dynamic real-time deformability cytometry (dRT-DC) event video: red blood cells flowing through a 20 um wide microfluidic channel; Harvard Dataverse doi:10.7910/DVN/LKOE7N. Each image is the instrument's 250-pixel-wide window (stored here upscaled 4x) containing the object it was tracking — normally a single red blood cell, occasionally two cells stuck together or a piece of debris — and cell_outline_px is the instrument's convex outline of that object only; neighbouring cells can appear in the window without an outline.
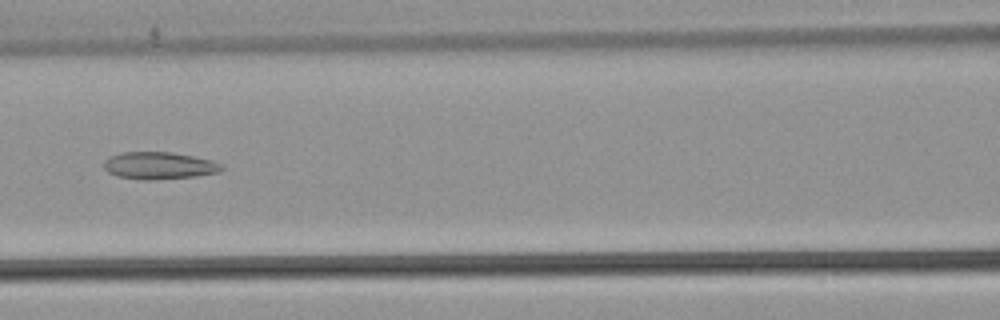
{"species": "common noctule bat (a hibernating species)", "species_latin": "Nyctalus noctula", "temperature_condition": "warm", "stored_images_in_passage": 36, "camera_frame_rate_fps": 3000, "um_per_image_px": 0.085, "animal": {"sex": "male", "body_mass_g": 21.5, "forearm_length_mm": 52.0}, "frame": {"image": 1, "passage_image": 24, "time_ms": 7.667, "image_size_px": [1000, 320], "cell_outline_px": [[224, 168], [220, 172], [196, 176], [148, 180], [144, 180], [116, 176], [108, 172], [104, 168], [104, 160], [108, 156], [124, 152], [172, 152], [212, 160], [224, 164]], "centroid_in_image_um": [13.53, 14.07], "position_along_channel_um": 153.1, "area_um2": 18.79}}
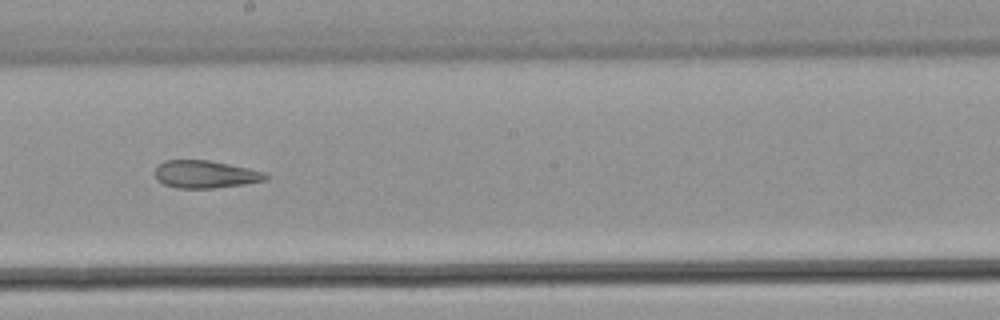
{"frame": {"image": 2, "passage_image": 30, "time_ms": 9.667, "image_size_px": [1000, 320], "cell_outline_px": [[268, 176], [264, 180], [244, 184], [216, 188], [176, 188], [164, 184], [156, 180], [156, 168], [164, 160], [208, 160], [248, 168], [264, 172]], "centroid_in_image_um": [17.42, 14.82], "position_along_channel_um": 230.8, "area_um2": 17.63}}
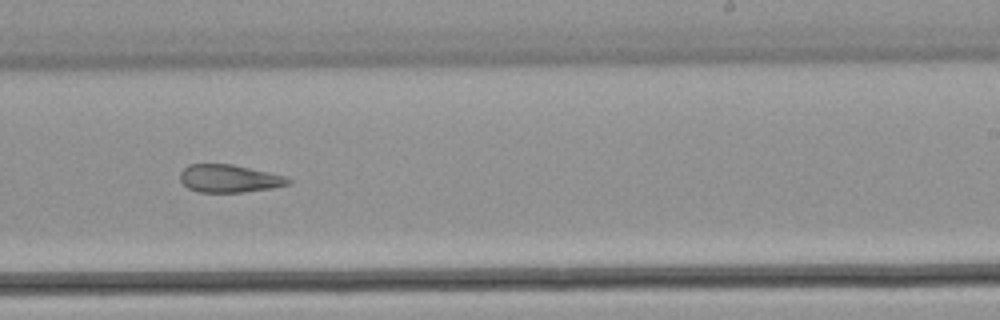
{"frame": {"image": 3, "passage_image": 33, "time_ms": 10.667, "image_size_px": [1000, 320], "cell_outline_px": [[292, 184], [272, 188], [244, 192], [200, 192], [188, 188], [180, 180], [180, 172], [188, 164], [232, 164], [288, 176], [292, 180]], "centroid_in_image_um": [19.53, 15.17], "position_along_channel_um": 269.5, "area_um2": 17.69}}